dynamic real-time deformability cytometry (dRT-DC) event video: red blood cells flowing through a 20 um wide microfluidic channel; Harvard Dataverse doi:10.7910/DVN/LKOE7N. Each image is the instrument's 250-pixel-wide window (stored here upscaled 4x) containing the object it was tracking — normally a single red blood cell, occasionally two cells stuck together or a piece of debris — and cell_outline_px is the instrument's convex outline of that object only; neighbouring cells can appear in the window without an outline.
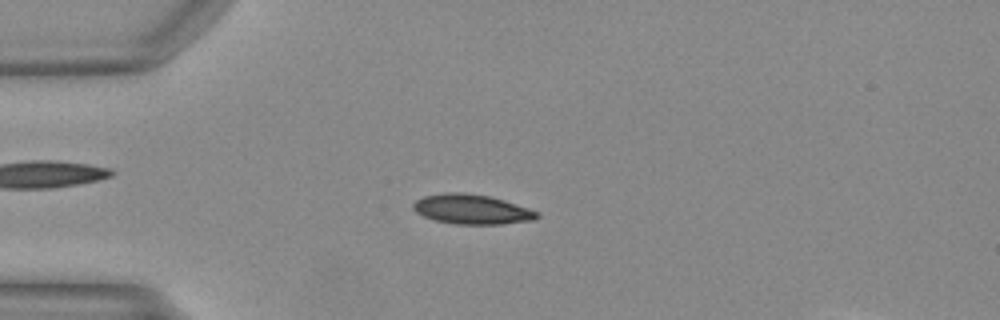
{"species": "Egyptian fruit bat (a non-hibernating species)", "species_latin": "Rousettus aegyptiacus", "temperature_condition": "warm", "stored_images_in_passage": 49, "camera_frame_rate_fps": 3000, "um_per_image_px": 0.085, "animal": {"sex": "female"}, "frame": {"image": 1, "passage_image": 12, "time_ms": 3.667, "image_size_px": [1000, 320], "cell_outline_px": [[540, 216], [536, 220], [500, 224], [456, 224], [432, 220], [416, 212], [412, 208], [412, 204], [416, 200], [424, 196], [448, 192], [456, 192], [488, 196], [504, 200], [540, 212]], "centroid_in_image_um": [40.11, 17.8], "position_along_channel_um": 44.9, "area_um2": 21.44}}
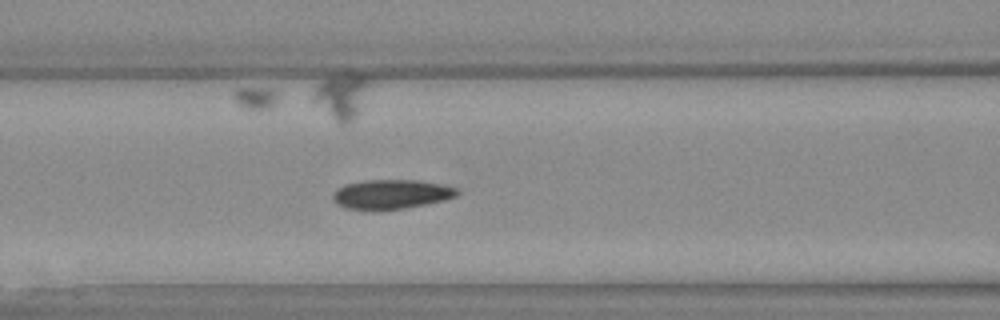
{"frame": {"image": 2, "passage_image": 20, "time_ms": 6.333, "image_size_px": [1000, 320], "cell_outline_px": [[460, 192], [456, 196], [444, 200], [404, 208], [380, 212], [348, 208], [336, 204], [332, 200], [332, 196], [336, 188], [344, 184], [368, 180], [416, 180], [440, 184], [460, 188]], "centroid_in_image_um": [33.23, 16.53], "position_along_channel_um": 133.4, "area_um2": 21.68}}
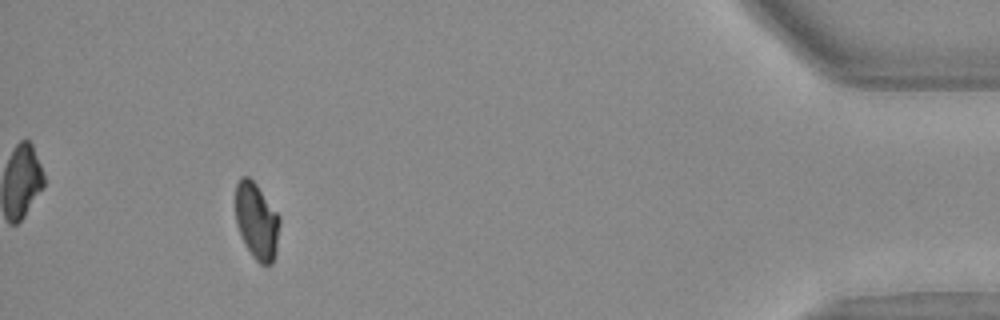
{"frame": {"image": 3, "passage_image": 45, "time_ms": 14.667, "image_size_px": [1000, 320], "cell_outline_px": [[280, 224], [276, 252], [272, 264], [260, 264], [252, 256], [244, 244], [240, 236], [236, 224], [236, 184], [240, 176], [248, 176], [256, 184], [280, 216]], "centroid_in_image_um": [21.81, 18.8], "position_along_channel_um": 413.4, "area_um2": 19.83}}